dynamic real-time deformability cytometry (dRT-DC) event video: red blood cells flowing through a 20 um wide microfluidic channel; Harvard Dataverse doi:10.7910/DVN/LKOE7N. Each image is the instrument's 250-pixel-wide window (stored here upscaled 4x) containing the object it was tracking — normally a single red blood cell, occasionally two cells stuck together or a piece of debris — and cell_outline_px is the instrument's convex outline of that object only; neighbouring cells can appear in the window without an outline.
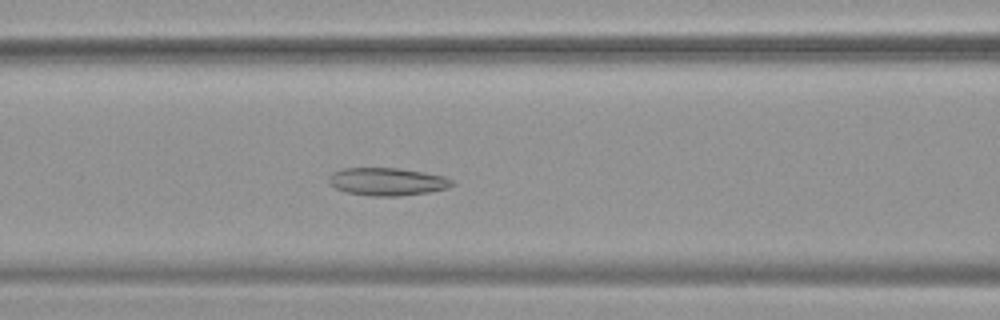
{"species": "common noctule bat (a hibernating species)", "species_latin": "Nyctalus noctula", "temperature_condition": "warm", "stored_images_in_passage": 53, "camera_frame_rate_fps": 3000, "um_per_image_px": 0.085, "animal": {"sex": "female", "body_mass_g": 19.9}, "frame": {"image": 1, "passage_image": 22, "time_ms": 7.0, "image_size_px": [1000, 320], "cell_outline_px": [[456, 184], [448, 188], [428, 192], [400, 196], [372, 196], [344, 192], [328, 184], [328, 176], [332, 172], [344, 168], [400, 168], [424, 172], [444, 176], [452, 180]], "centroid_in_image_um": [32.9, 15.44], "position_along_channel_um": 133.7, "area_um2": 20.17}}
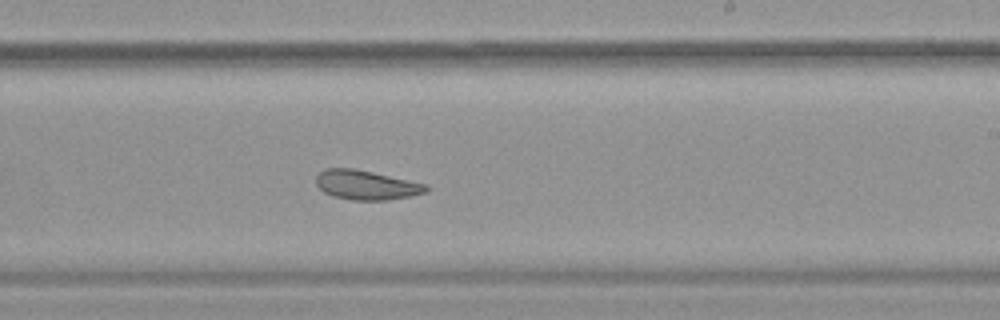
{"frame": {"image": 2, "passage_image": 32, "time_ms": 10.333, "image_size_px": [1000, 320], "cell_outline_px": [[428, 192], [388, 200], [352, 200], [332, 196], [324, 192], [316, 184], [316, 176], [324, 168], [352, 168], [372, 172], [428, 184]], "centroid_in_image_um": [31.13, 15.72], "position_along_channel_um": 257.9, "area_um2": 18.84}}
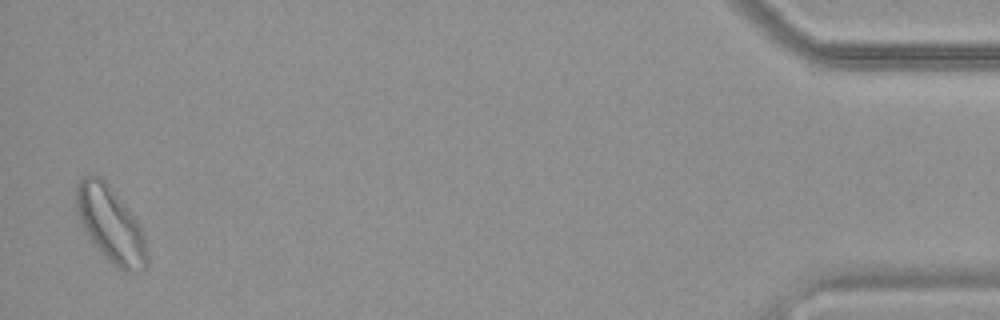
{"frame": {"image": 3, "passage_image": 52, "time_ms": 17.0, "image_size_px": [1000, 320], "cell_outline_px": [[148, 264], [144, 272], [124, 272], [116, 268], [108, 260], [88, 236], [80, 220], [76, 208], [76, 184], [84, 176], [100, 176], [108, 184], [140, 224], [144, 232], [148, 256]], "centroid_in_image_um": [9.45, 19.14], "position_along_channel_um": 425.8, "area_um2": 31.15}, "authors_computed_cell_mechanics": {"area_um2": 24.7962, "velocity_mm_per_s": 3.7425, "shape_relaxation_time_tau1_ms": null, "shape_relaxation_time_tau2_ms": 2.7618, "deformation_change_tau1": null, "deformation_change_tau2": 0.0969}}